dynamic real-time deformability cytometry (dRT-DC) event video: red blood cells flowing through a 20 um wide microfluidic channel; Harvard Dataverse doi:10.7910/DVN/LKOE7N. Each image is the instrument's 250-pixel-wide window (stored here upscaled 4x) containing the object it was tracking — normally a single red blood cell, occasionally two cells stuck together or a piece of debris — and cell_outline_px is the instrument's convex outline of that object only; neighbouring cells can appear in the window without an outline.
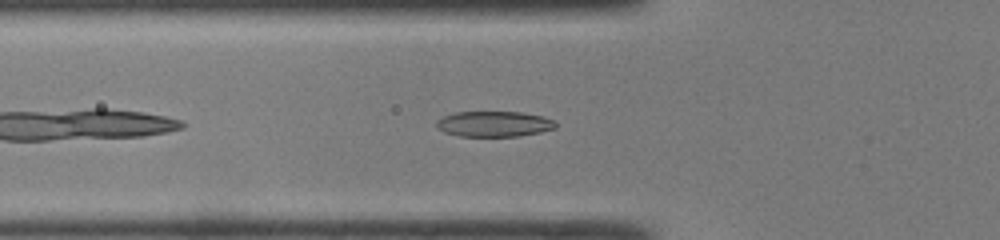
{"species": "common noctule bat (a hibernating species)", "species_latin": "Nyctalus noctula", "temperature_condition": "room temperature", "stored_images_in_passage": 35, "camera_frame_rate_fps": 3000, "um_per_image_px": 0.085, "animal": {"sex": "male", "body_mass_g": 19.0, "forearm_length_mm": 50.8}, "frame": {"image": 1, "passage_image": 5, "time_ms": 1.333, "image_size_px": [1000, 240], "cell_outline_px": [[556, 128], [540, 132], [520, 136], [460, 136], [444, 132], [436, 128], [436, 120], [444, 116], [456, 112], [520, 112], [544, 116], [552, 120], [556, 124]], "centroid_in_image_um": [41.98, 10.53], "position_along_channel_um": 83.8, "area_um2": 17.74}}
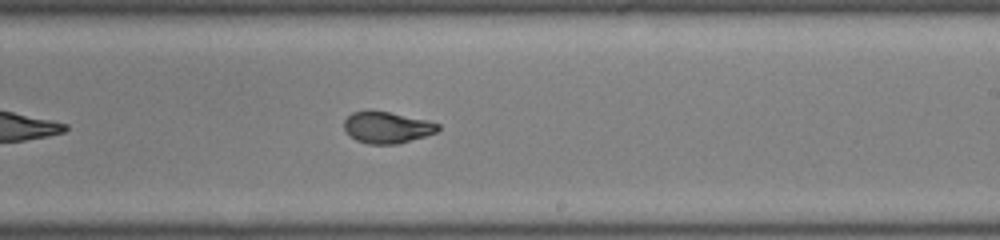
{"frame": {"image": 2, "passage_image": 17, "time_ms": 5.333, "image_size_px": [1000, 240], "cell_outline_px": [[440, 128], [436, 132], [424, 136], [396, 144], [368, 144], [356, 140], [344, 128], [344, 120], [352, 112], [388, 112], [428, 120], [440, 124]], "centroid_in_image_um": [32.92, 10.84], "position_along_channel_um": 256.1, "area_um2": 16.82}}
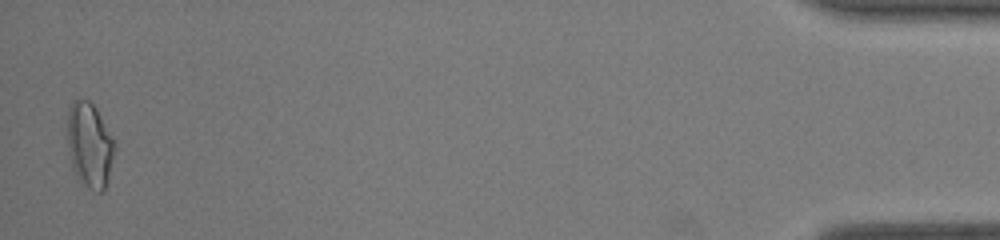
{"frame": {"image": 3, "passage_image": 35, "time_ms": 11.333, "image_size_px": [1000, 240], "cell_outline_px": [[116, 144], [108, 176], [104, 188], [100, 192], [96, 192], [80, 184], [72, 168], [68, 152], [64, 132], [68, 108], [72, 100], [88, 100], [96, 108], [112, 136]], "centroid_in_image_um": [7.54, 12.31], "position_along_channel_um": 427.7, "area_um2": 23.99}, "authors_computed_cell_mechanics": {"area_um2": 17.7446, "velocity_mm_per_s": 4.3103, "shape_relaxation_time_tau1_ms": 4.7968, "shape_relaxation_time_tau2_ms": 0.6996, "deformation_change_tau1": 0.2111, "deformation_change_tau2": 0.0649}}